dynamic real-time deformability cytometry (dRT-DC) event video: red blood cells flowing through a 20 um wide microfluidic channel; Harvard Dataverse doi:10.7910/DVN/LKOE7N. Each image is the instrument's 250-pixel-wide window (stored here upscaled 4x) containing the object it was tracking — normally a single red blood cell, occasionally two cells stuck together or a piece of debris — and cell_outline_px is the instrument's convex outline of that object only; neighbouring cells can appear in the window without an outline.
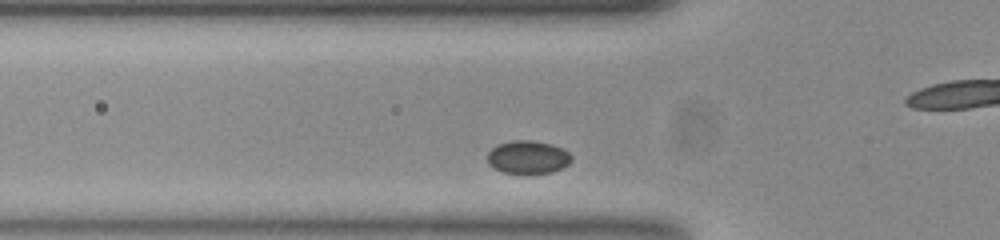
{"species": "common noctule bat (a hibernating species)", "species_latin": "Nyctalus noctula", "temperature_condition": "room temperature", "stored_images_in_passage": 38, "camera_frame_rate_fps": 3000, "um_per_image_px": 0.085, "animal": {"sex": "female", "body_mass_g": 23.0, "forearm_length_mm": 53.4}, "frame": {"image": 1, "passage_image": 12, "time_ms": 3.667, "image_size_px": [1000, 240], "cell_outline_px": [[572, 160], [568, 164], [552, 172], [504, 172], [492, 168], [488, 164], [488, 152], [492, 148], [500, 144], [516, 140], [532, 140], [552, 144], [568, 152], [572, 156]], "centroid_in_image_um": [44.87, 13.34], "position_along_channel_um": 80.9, "area_um2": 15.84}}
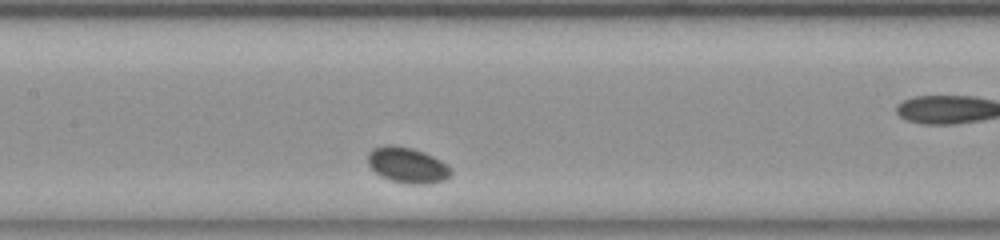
{"frame": {"image": 2, "passage_image": 20, "time_ms": 6.333, "image_size_px": [1000, 240], "cell_outline_px": [[452, 172], [444, 180], [428, 184], [408, 184], [392, 180], [380, 176], [368, 164], [368, 152], [372, 148], [384, 144], [392, 144], [412, 148], [424, 152], [448, 164]], "centroid_in_image_um": [34.61, 14.02], "position_along_channel_um": 172.8, "area_um2": 17.34}}
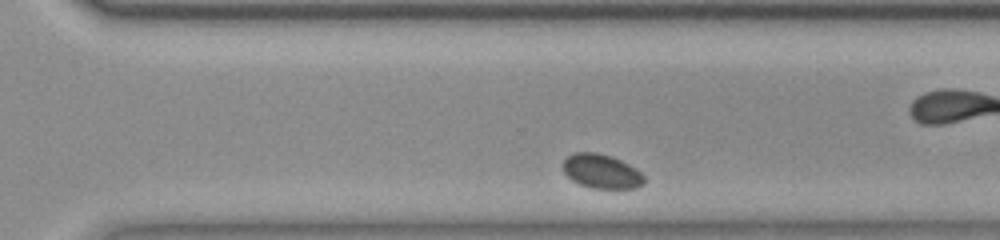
{"frame": {"image": 3, "passage_image": 33, "time_ms": 10.667, "image_size_px": [1000, 240], "cell_outline_px": [[644, 184], [636, 188], [592, 188], [580, 184], [572, 180], [564, 172], [564, 160], [568, 156], [576, 152], [596, 152], [612, 156], [636, 168], [644, 176]], "centroid_in_image_um": [51.15, 14.56], "position_along_channel_um": 319.5, "area_um2": 16.07}}